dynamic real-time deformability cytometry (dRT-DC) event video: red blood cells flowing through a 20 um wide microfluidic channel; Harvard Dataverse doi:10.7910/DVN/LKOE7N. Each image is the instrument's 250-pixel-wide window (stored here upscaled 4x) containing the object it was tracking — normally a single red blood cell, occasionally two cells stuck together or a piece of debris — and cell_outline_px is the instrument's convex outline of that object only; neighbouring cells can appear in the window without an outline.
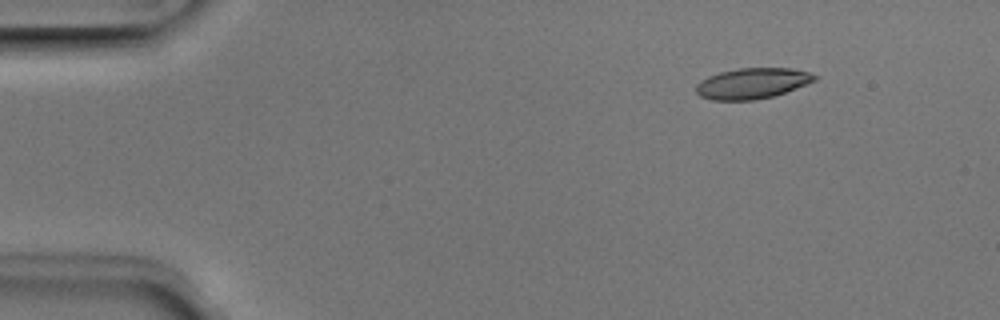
{"species": "Egyptian fruit bat (a non-hibernating species)", "species_latin": "Rousettus aegyptiacus", "temperature_condition": "room temperature", "stored_images_in_passage": 5, "camera_frame_rate_fps": 3000, "um_per_image_px": 0.085, "animal": {"sex": "male"}, "frame": {"image": 1, "passage_image": 2, "time_ms": 0.333, "image_size_px": [1000, 320], "cell_outline_px": [[820, 76], [816, 80], [808, 84], [772, 96], [752, 100], [712, 100], [700, 96], [696, 92], [696, 84], [700, 80], [708, 76], [720, 72], [740, 68], [792, 68], [808, 72]], "centroid_in_image_um": [63.94, 7.08], "position_along_channel_um": 21.1, "area_um2": 21.21}}
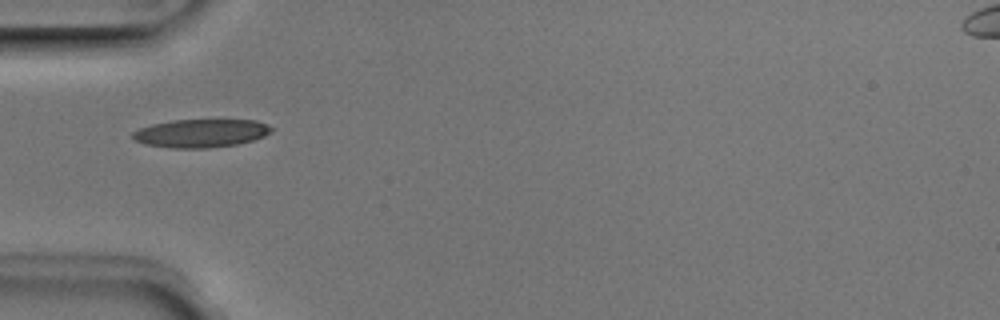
{"frame": {"image": 2, "passage_image": 5, "time_ms": 1.333, "image_size_px": [1000, 320], "cell_outline_px": [[272, 132], [264, 136], [252, 140], [236, 144], [208, 148], [172, 148], [144, 144], [136, 140], [132, 136], [132, 132], [140, 128], [152, 124], [172, 120], [256, 120], [268, 124], [272, 128]], "centroid_in_image_um": [17.08, 11.32], "position_along_channel_um": 67.9, "area_um2": 22.77}}